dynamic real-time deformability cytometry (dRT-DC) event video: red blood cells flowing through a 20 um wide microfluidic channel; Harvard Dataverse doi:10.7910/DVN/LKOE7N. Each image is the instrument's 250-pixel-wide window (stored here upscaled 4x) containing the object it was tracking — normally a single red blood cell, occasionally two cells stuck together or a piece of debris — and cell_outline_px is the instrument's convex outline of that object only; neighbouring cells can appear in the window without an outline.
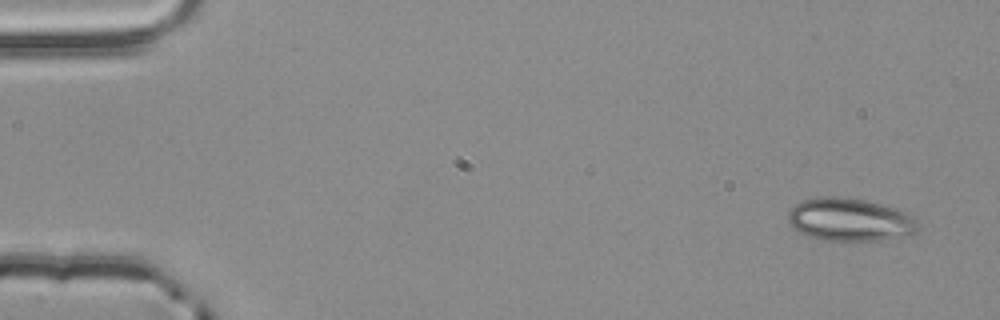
{"species": "common noctule bat (a hibernating species)", "species_latin": "Nyctalus noctula", "temperature_condition": "room temperature", "stored_images_in_passage": 4, "segment_of_instrument_passage": [1, 2], "camera_frame_rate_fps": 3000, "um_per_image_px": 0.085, "animal": {"sex": "male", "body_mass_g": 20.4}, "frame": {"image": 1, "passage_image": 1, "time_ms": 0.0, "image_size_px": [1000, 320], "cell_outline_px": [[920, 228], [916, 232], [904, 236], [880, 240], [824, 240], [804, 236], [792, 228], [788, 220], [788, 212], [800, 200], [824, 196], [836, 196], [864, 200], [896, 208], [912, 216], [920, 224]], "centroid_in_image_um": [72.21, 18.67], "position_along_channel_um": 12.8, "area_um2": 32.66}}